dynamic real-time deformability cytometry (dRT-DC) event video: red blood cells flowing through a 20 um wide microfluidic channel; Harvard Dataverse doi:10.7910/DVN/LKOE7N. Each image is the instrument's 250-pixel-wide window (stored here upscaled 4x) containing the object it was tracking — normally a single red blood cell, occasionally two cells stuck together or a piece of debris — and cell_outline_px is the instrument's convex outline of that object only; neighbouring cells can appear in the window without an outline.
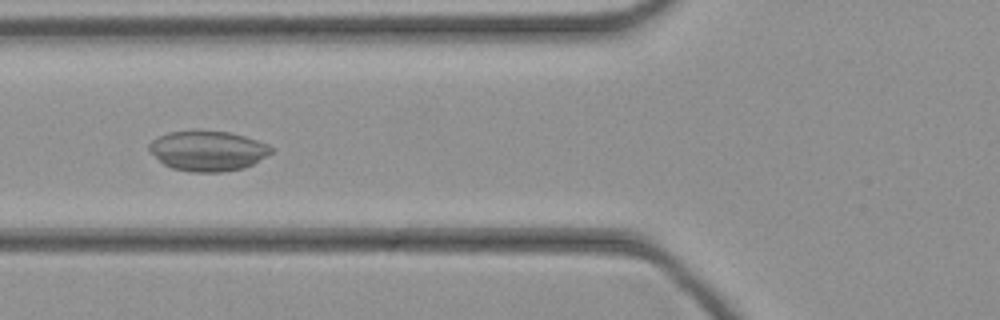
{"species": "common noctule bat (a hibernating species)", "species_latin": "Nyctalus noctula", "temperature_condition": "cold", "stored_images_in_passage": 46, "camera_frame_rate_fps": 3000, "um_per_image_px": 0.085, "animal": {"sex": "female", "body_mass_g": 21.9}, "frame": {"image": 1, "passage_image": 18, "time_ms": 5.667, "image_size_px": [1000, 320], "cell_outline_px": [[272, 152], [252, 164], [244, 168], [220, 172], [188, 172], [172, 168], [164, 164], [148, 148], [148, 144], [156, 136], [168, 132], [192, 128], [196, 128], [228, 132], [244, 136], [268, 144], [272, 148]], "centroid_in_image_um": [17.62, 12.78], "position_along_channel_um": 108.2, "area_um2": 28.96}}
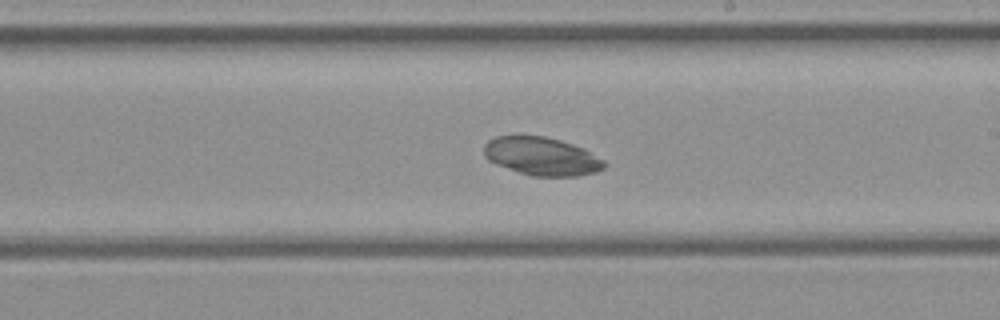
{"frame": {"image": 2, "passage_image": 27, "time_ms": 8.667, "image_size_px": [1000, 320], "cell_outline_px": [[608, 164], [604, 168], [596, 172], [576, 176], [532, 176], [496, 164], [488, 160], [484, 156], [484, 144], [488, 140], [496, 136], [516, 132], [520, 132], [544, 136], [560, 140], [584, 148], [604, 160]], "centroid_in_image_um": [46.0, 13.23], "position_along_channel_um": 243.0, "area_um2": 27.51}}
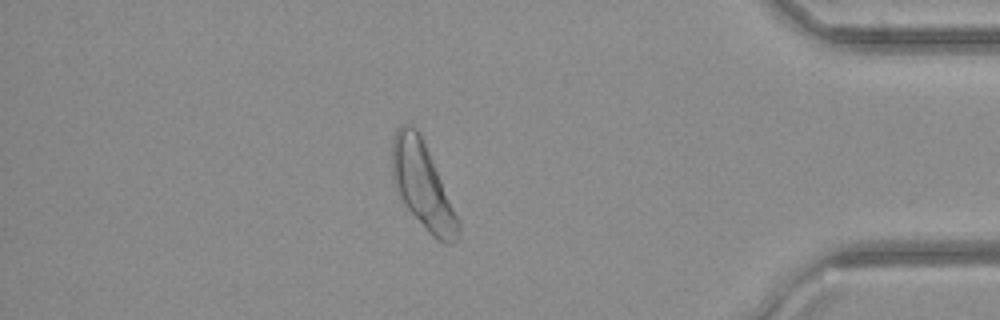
{"frame": {"image": 3, "passage_image": 40, "time_ms": 13.0, "image_size_px": [1000, 320], "cell_outline_px": [[460, 232], [456, 240], [448, 244], [444, 244], [436, 240], [428, 232], [404, 204], [396, 192], [392, 176], [392, 136], [396, 128], [404, 124], [412, 124], [420, 132], [460, 224]], "centroid_in_image_um": [35.88, 15.74], "position_along_channel_um": 399.3, "area_um2": 32.95}}